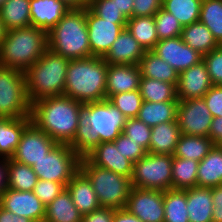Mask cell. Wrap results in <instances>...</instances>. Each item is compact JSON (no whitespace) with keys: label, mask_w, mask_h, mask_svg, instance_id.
Wrapping results in <instances>:
<instances>
[{"label":"cell","mask_w":222,"mask_h":222,"mask_svg":"<svg viewBox=\"0 0 222 222\" xmlns=\"http://www.w3.org/2000/svg\"><path fill=\"white\" fill-rule=\"evenodd\" d=\"M123 113L107 99L83 104L76 134L69 146L81 158L102 142H113L126 122Z\"/></svg>","instance_id":"obj_1"},{"label":"cell","mask_w":222,"mask_h":222,"mask_svg":"<svg viewBox=\"0 0 222 222\" xmlns=\"http://www.w3.org/2000/svg\"><path fill=\"white\" fill-rule=\"evenodd\" d=\"M83 104L70 97H46L31 103V122L56 143L70 144L77 131Z\"/></svg>","instance_id":"obj_2"},{"label":"cell","mask_w":222,"mask_h":222,"mask_svg":"<svg viewBox=\"0 0 222 222\" xmlns=\"http://www.w3.org/2000/svg\"><path fill=\"white\" fill-rule=\"evenodd\" d=\"M107 70L108 64L103 57L70 60L64 96L82 104L105 100Z\"/></svg>","instance_id":"obj_3"},{"label":"cell","mask_w":222,"mask_h":222,"mask_svg":"<svg viewBox=\"0 0 222 222\" xmlns=\"http://www.w3.org/2000/svg\"><path fill=\"white\" fill-rule=\"evenodd\" d=\"M48 49L70 60L91 57L86 7L71 8L49 32Z\"/></svg>","instance_id":"obj_4"},{"label":"cell","mask_w":222,"mask_h":222,"mask_svg":"<svg viewBox=\"0 0 222 222\" xmlns=\"http://www.w3.org/2000/svg\"><path fill=\"white\" fill-rule=\"evenodd\" d=\"M47 49V32L41 28L8 30L0 45V66L25 72Z\"/></svg>","instance_id":"obj_5"},{"label":"cell","mask_w":222,"mask_h":222,"mask_svg":"<svg viewBox=\"0 0 222 222\" xmlns=\"http://www.w3.org/2000/svg\"><path fill=\"white\" fill-rule=\"evenodd\" d=\"M70 59L47 49L25 72L30 103L46 97L63 96Z\"/></svg>","instance_id":"obj_6"},{"label":"cell","mask_w":222,"mask_h":222,"mask_svg":"<svg viewBox=\"0 0 222 222\" xmlns=\"http://www.w3.org/2000/svg\"><path fill=\"white\" fill-rule=\"evenodd\" d=\"M80 170L90 180L101 207L115 210L125 208L132 188L130 178L97 167L86 157L80 160Z\"/></svg>","instance_id":"obj_7"},{"label":"cell","mask_w":222,"mask_h":222,"mask_svg":"<svg viewBox=\"0 0 222 222\" xmlns=\"http://www.w3.org/2000/svg\"><path fill=\"white\" fill-rule=\"evenodd\" d=\"M30 110L24 72L0 66V117H30Z\"/></svg>","instance_id":"obj_8"},{"label":"cell","mask_w":222,"mask_h":222,"mask_svg":"<svg viewBox=\"0 0 222 222\" xmlns=\"http://www.w3.org/2000/svg\"><path fill=\"white\" fill-rule=\"evenodd\" d=\"M81 157L69 144L57 143L43 158L32 165L40 180L67 183L80 170Z\"/></svg>","instance_id":"obj_9"},{"label":"cell","mask_w":222,"mask_h":222,"mask_svg":"<svg viewBox=\"0 0 222 222\" xmlns=\"http://www.w3.org/2000/svg\"><path fill=\"white\" fill-rule=\"evenodd\" d=\"M172 155L148 153L133 163L132 187L166 191L172 189Z\"/></svg>","instance_id":"obj_10"},{"label":"cell","mask_w":222,"mask_h":222,"mask_svg":"<svg viewBox=\"0 0 222 222\" xmlns=\"http://www.w3.org/2000/svg\"><path fill=\"white\" fill-rule=\"evenodd\" d=\"M212 119L203 98L179 100L177 122L181 134L208 137Z\"/></svg>","instance_id":"obj_11"},{"label":"cell","mask_w":222,"mask_h":222,"mask_svg":"<svg viewBox=\"0 0 222 222\" xmlns=\"http://www.w3.org/2000/svg\"><path fill=\"white\" fill-rule=\"evenodd\" d=\"M86 22L91 56L95 57H104L127 25L102 19L88 6L86 7Z\"/></svg>","instance_id":"obj_12"},{"label":"cell","mask_w":222,"mask_h":222,"mask_svg":"<svg viewBox=\"0 0 222 222\" xmlns=\"http://www.w3.org/2000/svg\"><path fill=\"white\" fill-rule=\"evenodd\" d=\"M125 209L142 222H164L163 191L132 187Z\"/></svg>","instance_id":"obj_13"},{"label":"cell","mask_w":222,"mask_h":222,"mask_svg":"<svg viewBox=\"0 0 222 222\" xmlns=\"http://www.w3.org/2000/svg\"><path fill=\"white\" fill-rule=\"evenodd\" d=\"M57 143L32 122L24 129L12 159L32 166L46 155Z\"/></svg>","instance_id":"obj_14"},{"label":"cell","mask_w":222,"mask_h":222,"mask_svg":"<svg viewBox=\"0 0 222 222\" xmlns=\"http://www.w3.org/2000/svg\"><path fill=\"white\" fill-rule=\"evenodd\" d=\"M0 206L18 216H24L33 222H44L46 205L33 191H17L7 188L0 196Z\"/></svg>","instance_id":"obj_15"},{"label":"cell","mask_w":222,"mask_h":222,"mask_svg":"<svg viewBox=\"0 0 222 222\" xmlns=\"http://www.w3.org/2000/svg\"><path fill=\"white\" fill-rule=\"evenodd\" d=\"M152 51L178 73L202 60V55L188 46L181 36L158 41Z\"/></svg>","instance_id":"obj_16"},{"label":"cell","mask_w":222,"mask_h":222,"mask_svg":"<svg viewBox=\"0 0 222 222\" xmlns=\"http://www.w3.org/2000/svg\"><path fill=\"white\" fill-rule=\"evenodd\" d=\"M213 86L203 59L197 64L179 73L177 84V99L188 100L203 98Z\"/></svg>","instance_id":"obj_17"},{"label":"cell","mask_w":222,"mask_h":222,"mask_svg":"<svg viewBox=\"0 0 222 222\" xmlns=\"http://www.w3.org/2000/svg\"><path fill=\"white\" fill-rule=\"evenodd\" d=\"M86 158L95 166L131 179L133 162L124 157L114 142H102Z\"/></svg>","instance_id":"obj_18"},{"label":"cell","mask_w":222,"mask_h":222,"mask_svg":"<svg viewBox=\"0 0 222 222\" xmlns=\"http://www.w3.org/2000/svg\"><path fill=\"white\" fill-rule=\"evenodd\" d=\"M144 54V48L129 30L124 28L103 59L109 65H139Z\"/></svg>","instance_id":"obj_19"},{"label":"cell","mask_w":222,"mask_h":222,"mask_svg":"<svg viewBox=\"0 0 222 222\" xmlns=\"http://www.w3.org/2000/svg\"><path fill=\"white\" fill-rule=\"evenodd\" d=\"M70 9L61 0H30L31 26L49 32Z\"/></svg>","instance_id":"obj_20"},{"label":"cell","mask_w":222,"mask_h":222,"mask_svg":"<svg viewBox=\"0 0 222 222\" xmlns=\"http://www.w3.org/2000/svg\"><path fill=\"white\" fill-rule=\"evenodd\" d=\"M141 73L139 65H109L106 78V99L110 95L138 90Z\"/></svg>","instance_id":"obj_21"},{"label":"cell","mask_w":222,"mask_h":222,"mask_svg":"<svg viewBox=\"0 0 222 222\" xmlns=\"http://www.w3.org/2000/svg\"><path fill=\"white\" fill-rule=\"evenodd\" d=\"M66 188L71 194L74 205L82 215L101 207L90 180L81 170L72 177Z\"/></svg>","instance_id":"obj_22"},{"label":"cell","mask_w":222,"mask_h":222,"mask_svg":"<svg viewBox=\"0 0 222 222\" xmlns=\"http://www.w3.org/2000/svg\"><path fill=\"white\" fill-rule=\"evenodd\" d=\"M30 123V117H0V158L11 159L14 156L22 133Z\"/></svg>","instance_id":"obj_23"},{"label":"cell","mask_w":222,"mask_h":222,"mask_svg":"<svg viewBox=\"0 0 222 222\" xmlns=\"http://www.w3.org/2000/svg\"><path fill=\"white\" fill-rule=\"evenodd\" d=\"M181 136L177 121H170L151 127L148 153L172 155Z\"/></svg>","instance_id":"obj_24"},{"label":"cell","mask_w":222,"mask_h":222,"mask_svg":"<svg viewBox=\"0 0 222 222\" xmlns=\"http://www.w3.org/2000/svg\"><path fill=\"white\" fill-rule=\"evenodd\" d=\"M211 188L190 187L187 189V212L189 222H212Z\"/></svg>","instance_id":"obj_25"},{"label":"cell","mask_w":222,"mask_h":222,"mask_svg":"<svg viewBox=\"0 0 222 222\" xmlns=\"http://www.w3.org/2000/svg\"><path fill=\"white\" fill-rule=\"evenodd\" d=\"M218 185H222V147L214 145L199 162L197 186L212 188Z\"/></svg>","instance_id":"obj_26"},{"label":"cell","mask_w":222,"mask_h":222,"mask_svg":"<svg viewBox=\"0 0 222 222\" xmlns=\"http://www.w3.org/2000/svg\"><path fill=\"white\" fill-rule=\"evenodd\" d=\"M139 68L141 77L173 83L177 87L179 73L152 50L145 51L140 59Z\"/></svg>","instance_id":"obj_27"},{"label":"cell","mask_w":222,"mask_h":222,"mask_svg":"<svg viewBox=\"0 0 222 222\" xmlns=\"http://www.w3.org/2000/svg\"><path fill=\"white\" fill-rule=\"evenodd\" d=\"M179 101L148 102L143 101L137 119L149 127L170 121H177Z\"/></svg>","instance_id":"obj_28"},{"label":"cell","mask_w":222,"mask_h":222,"mask_svg":"<svg viewBox=\"0 0 222 222\" xmlns=\"http://www.w3.org/2000/svg\"><path fill=\"white\" fill-rule=\"evenodd\" d=\"M82 214L73 203L65 188L52 202L46 205L44 222H81Z\"/></svg>","instance_id":"obj_29"},{"label":"cell","mask_w":222,"mask_h":222,"mask_svg":"<svg viewBox=\"0 0 222 222\" xmlns=\"http://www.w3.org/2000/svg\"><path fill=\"white\" fill-rule=\"evenodd\" d=\"M181 37L188 46L202 56L220 46L211 31L200 21L183 27Z\"/></svg>","instance_id":"obj_30"},{"label":"cell","mask_w":222,"mask_h":222,"mask_svg":"<svg viewBox=\"0 0 222 222\" xmlns=\"http://www.w3.org/2000/svg\"><path fill=\"white\" fill-rule=\"evenodd\" d=\"M0 18L7 31L31 26L30 0H7L0 7Z\"/></svg>","instance_id":"obj_31"},{"label":"cell","mask_w":222,"mask_h":222,"mask_svg":"<svg viewBox=\"0 0 222 222\" xmlns=\"http://www.w3.org/2000/svg\"><path fill=\"white\" fill-rule=\"evenodd\" d=\"M126 29L145 51H151L159 41L154 16H133L127 20Z\"/></svg>","instance_id":"obj_32"},{"label":"cell","mask_w":222,"mask_h":222,"mask_svg":"<svg viewBox=\"0 0 222 222\" xmlns=\"http://www.w3.org/2000/svg\"><path fill=\"white\" fill-rule=\"evenodd\" d=\"M213 146L214 143L209 137L181 134L173 156L200 162Z\"/></svg>","instance_id":"obj_33"},{"label":"cell","mask_w":222,"mask_h":222,"mask_svg":"<svg viewBox=\"0 0 222 222\" xmlns=\"http://www.w3.org/2000/svg\"><path fill=\"white\" fill-rule=\"evenodd\" d=\"M139 91L143 101H179L177 99V88L173 83L163 82L153 78L141 77Z\"/></svg>","instance_id":"obj_34"},{"label":"cell","mask_w":222,"mask_h":222,"mask_svg":"<svg viewBox=\"0 0 222 222\" xmlns=\"http://www.w3.org/2000/svg\"><path fill=\"white\" fill-rule=\"evenodd\" d=\"M199 162L173 156L172 189L186 190L197 186V171Z\"/></svg>","instance_id":"obj_35"},{"label":"cell","mask_w":222,"mask_h":222,"mask_svg":"<svg viewBox=\"0 0 222 222\" xmlns=\"http://www.w3.org/2000/svg\"><path fill=\"white\" fill-rule=\"evenodd\" d=\"M164 222H189L187 189L163 191Z\"/></svg>","instance_id":"obj_36"},{"label":"cell","mask_w":222,"mask_h":222,"mask_svg":"<svg viewBox=\"0 0 222 222\" xmlns=\"http://www.w3.org/2000/svg\"><path fill=\"white\" fill-rule=\"evenodd\" d=\"M202 0H163L162 8L185 27L199 21Z\"/></svg>","instance_id":"obj_37"},{"label":"cell","mask_w":222,"mask_h":222,"mask_svg":"<svg viewBox=\"0 0 222 222\" xmlns=\"http://www.w3.org/2000/svg\"><path fill=\"white\" fill-rule=\"evenodd\" d=\"M38 177L32 166L8 159V188L17 191H33Z\"/></svg>","instance_id":"obj_38"},{"label":"cell","mask_w":222,"mask_h":222,"mask_svg":"<svg viewBox=\"0 0 222 222\" xmlns=\"http://www.w3.org/2000/svg\"><path fill=\"white\" fill-rule=\"evenodd\" d=\"M199 21L211 31L217 42L222 45V0H202Z\"/></svg>","instance_id":"obj_39"},{"label":"cell","mask_w":222,"mask_h":222,"mask_svg":"<svg viewBox=\"0 0 222 222\" xmlns=\"http://www.w3.org/2000/svg\"><path fill=\"white\" fill-rule=\"evenodd\" d=\"M107 100L128 118H136L142 106L143 98L139 89L110 95Z\"/></svg>","instance_id":"obj_40"},{"label":"cell","mask_w":222,"mask_h":222,"mask_svg":"<svg viewBox=\"0 0 222 222\" xmlns=\"http://www.w3.org/2000/svg\"><path fill=\"white\" fill-rule=\"evenodd\" d=\"M154 20L159 41L181 36L183 26L171 13L163 8L154 15Z\"/></svg>","instance_id":"obj_41"},{"label":"cell","mask_w":222,"mask_h":222,"mask_svg":"<svg viewBox=\"0 0 222 222\" xmlns=\"http://www.w3.org/2000/svg\"><path fill=\"white\" fill-rule=\"evenodd\" d=\"M132 141L139 144L146 152L150 146L151 127L137 118L126 119L123 132Z\"/></svg>","instance_id":"obj_42"},{"label":"cell","mask_w":222,"mask_h":222,"mask_svg":"<svg viewBox=\"0 0 222 222\" xmlns=\"http://www.w3.org/2000/svg\"><path fill=\"white\" fill-rule=\"evenodd\" d=\"M88 7L102 19L114 21L116 24H127L128 19L121 13L113 0H95Z\"/></svg>","instance_id":"obj_43"},{"label":"cell","mask_w":222,"mask_h":222,"mask_svg":"<svg viewBox=\"0 0 222 222\" xmlns=\"http://www.w3.org/2000/svg\"><path fill=\"white\" fill-rule=\"evenodd\" d=\"M213 85H222V45L202 56Z\"/></svg>","instance_id":"obj_44"},{"label":"cell","mask_w":222,"mask_h":222,"mask_svg":"<svg viewBox=\"0 0 222 222\" xmlns=\"http://www.w3.org/2000/svg\"><path fill=\"white\" fill-rule=\"evenodd\" d=\"M66 186L62 183H57L50 180L38 179L37 184L34 187L33 193L44 204L48 205L52 202Z\"/></svg>","instance_id":"obj_45"},{"label":"cell","mask_w":222,"mask_h":222,"mask_svg":"<svg viewBox=\"0 0 222 222\" xmlns=\"http://www.w3.org/2000/svg\"><path fill=\"white\" fill-rule=\"evenodd\" d=\"M117 148L124 157L135 163L140 158L144 157L147 152L137 143L132 141L127 135L121 133L114 141Z\"/></svg>","instance_id":"obj_46"},{"label":"cell","mask_w":222,"mask_h":222,"mask_svg":"<svg viewBox=\"0 0 222 222\" xmlns=\"http://www.w3.org/2000/svg\"><path fill=\"white\" fill-rule=\"evenodd\" d=\"M203 99L212 117H222V85H213Z\"/></svg>","instance_id":"obj_47"},{"label":"cell","mask_w":222,"mask_h":222,"mask_svg":"<svg viewBox=\"0 0 222 222\" xmlns=\"http://www.w3.org/2000/svg\"><path fill=\"white\" fill-rule=\"evenodd\" d=\"M163 0H134L133 16H154L162 8Z\"/></svg>","instance_id":"obj_48"},{"label":"cell","mask_w":222,"mask_h":222,"mask_svg":"<svg viewBox=\"0 0 222 222\" xmlns=\"http://www.w3.org/2000/svg\"><path fill=\"white\" fill-rule=\"evenodd\" d=\"M114 210L100 207L91 213L82 215L81 222H113Z\"/></svg>","instance_id":"obj_49"},{"label":"cell","mask_w":222,"mask_h":222,"mask_svg":"<svg viewBox=\"0 0 222 222\" xmlns=\"http://www.w3.org/2000/svg\"><path fill=\"white\" fill-rule=\"evenodd\" d=\"M213 212L212 222H222V185L211 188Z\"/></svg>","instance_id":"obj_50"},{"label":"cell","mask_w":222,"mask_h":222,"mask_svg":"<svg viewBox=\"0 0 222 222\" xmlns=\"http://www.w3.org/2000/svg\"><path fill=\"white\" fill-rule=\"evenodd\" d=\"M208 137L215 146L222 147V117H213Z\"/></svg>","instance_id":"obj_51"},{"label":"cell","mask_w":222,"mask_h":222,"mask_svg":"<svg viewBox=\"0 0 222 222\" xmlns=\"http://www.w3.org/2000/svg\"><path fill=\"white\" fill-rule=\"evenodd\" d=\"M0 196L8 188V159L0 158Z\"/></svg>","instance_id":"obj_52"},{"label":"cell","mask_w":222,"mask_h":222,"mask_svg":"<svg viewBox=\"0 0 222 222\" xmlns=\"http://www.w3.org/2000/svg\"><path fill=\"white\" fill-rule=\"evenodd\" d=\"M113 222H142L138 217L129 213L125 208L114 210Z\"/></svg>","instance_id":"obj_53"},{"label":"cell","mask_w":222,"mask_h":222,"mask_svg":"<svg viewBox=\"0 0 222 222\" xmlns=\"http://www.w3.org/2000/svg\"><path fill=\"white\" fill-rule=\"evenodd\" d=\"M0 222H33L31 219L18 216L13 212L7 211L0 206Z\"/></svg>","instance_id":"obj_54"},{"label":"cell","mask_w":222,"mask_h":222,"mask_svg":"<svg viewBox=\"0 0 222 222\" xmlns=\"http://www.w3.org/2000/svg\"><path fill=\"white\" fill-rule=\"evenodd\" d=\"M133 1L134 0H113L115 5L127 19L133 17Z\"/></svg>","instance_id":"obj_55"},{"label":"cell","mask_w":222,"mask_h":222,"mask_svg":"<svg viewBox=\"0 0 222 222\" xmlns=\"http://www.w3.org/2000/svg\"><path fill=\"white\" fill-rule=\"evenodd\" d=\"M64 1L71 8H85L86 0H61Z\"/></svg>","instance_id":"obj_56"},{"label":"cell","mask_w":222,"mask_h":222,"mask_svg":"<svg viewBox=\"0 0 222 222\" xmlns=\"http://www.w3.org/2000/svg\"><path fill=\"white\" fill-rule=\"evenodd\" d=\"M6 32H7V30H6L5 26H4V23L2 22V20L0 18V45H1L3 39H4L5 35H6Z\"/></svg>","instance_id":"obj_57"},{"label":"cell","mask_w":222,"mask_h":222,"mask_svg":"<svg viewBox=\"0 0 222 222\" xmlns=\"http://www.w3.org/2000/svg\"><path fill=\"white\" fill-rule=\"evenodd\" d=\"M95 0H86V7L89 6L92 2H94Z\"/></svg>","instance_id":"obj_58"},{"label":"cell","mask_w":222,"mask_h":222,"mask_svg":"<svg viewBox=\"0 0 222 222\" xmlns=\"http://www.w3.org/2000/svg\"><path fill=\"white\" fill-rule=\"evenodd\" d=\"M7 0H0V7L6 2Z\"/></svg>","instance_id":"obj_59"}]
</instances>
